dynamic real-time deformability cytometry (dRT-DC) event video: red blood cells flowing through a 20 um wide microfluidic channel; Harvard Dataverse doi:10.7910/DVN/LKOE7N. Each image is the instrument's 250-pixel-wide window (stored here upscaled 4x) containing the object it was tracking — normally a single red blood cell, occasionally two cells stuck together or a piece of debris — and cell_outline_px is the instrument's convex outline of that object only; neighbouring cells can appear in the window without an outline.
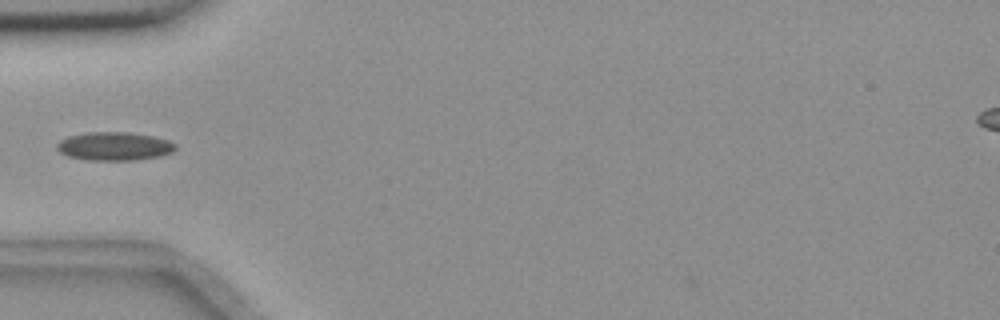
{"species": "common noctule bat (a hibernating species)", "species_latin": "Nyctalus noctula", "temperature_condition": "room temperature", "stored_images_in_passage": 39, "camera_frame_rate_fps": 3000, "um_per_image_px": 0.085, "animal": {"sex": "female", "body_mass_g": 18.4}, "frame": {"image": 1, "passage_image": 2, "time_ms": 0.333, "image_size_px": [1000, 320], "cell_outline_px": [[176, 148], [172, 152], [160, 156], [136, 160], [88, 160], [68, 156], [60, 152], [56, 148], [56, 144], [60, 140], [68, 136], [88, 132], [128, 132], [152, 136], [168, 140], [176, 144]], "centroid_in_image_um": [9.71, 12.43], "position_along_channel_um": 75.3, "area_um2": 19.65}}
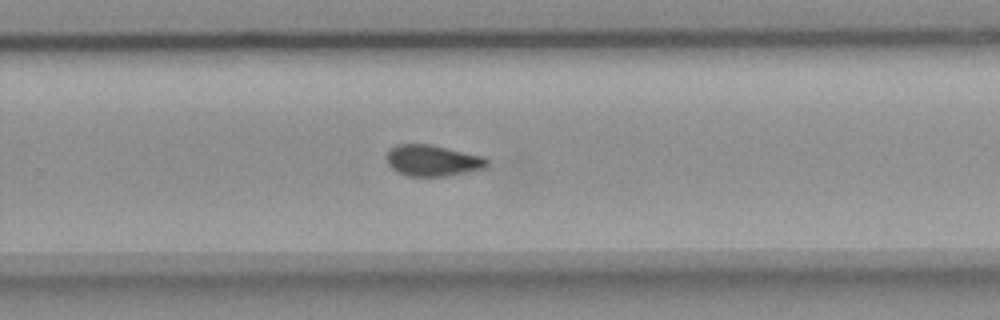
{"frame": {"image": 2, "passage_image": 20, "time_ms": 6.333, "image_size_px": [1000, 320], "cell_outline_px": [[488, 168], [444, 176], [408, 176], [396, 172], [388, 164], [388, 152], [396, 144], [428, 144], [484, 156], [488, 160]], "centroid_in_image_um": [36.8, 13.65], "position_along_channel_um": 293.0, "area_um2": 18.15}}
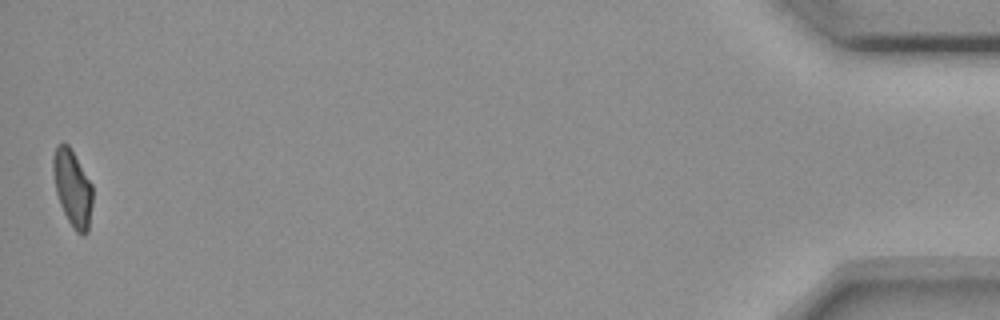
{"frame": {"image": 3, "passage_image": 39, "time_ms": 12.667, "image_size_px": [1000, 320], "cell_outline_px": [[92, 204], [88, 232], [84, 236], [76, 232], [68, 220], [60, 204], [56, 192], [52, 172], [52, 156], [56, 144], [68, 144], [92, 184]], "centroid_in_image_um": [6.15, 15.99], "position_along_channel_um": 429.0, "area_um2": 17.63}, "authors_computed_cell_mechanics": {"area_um2": 18.2648, "velocity_mm_per_s": 3.6349, "shape_relaxation_time_tau1_ms": null, "shape_relaxation_time_tau2_ms": 2.5333, "deformation_change_tau1": null, "deformation_change_tau2": 0.0783}}